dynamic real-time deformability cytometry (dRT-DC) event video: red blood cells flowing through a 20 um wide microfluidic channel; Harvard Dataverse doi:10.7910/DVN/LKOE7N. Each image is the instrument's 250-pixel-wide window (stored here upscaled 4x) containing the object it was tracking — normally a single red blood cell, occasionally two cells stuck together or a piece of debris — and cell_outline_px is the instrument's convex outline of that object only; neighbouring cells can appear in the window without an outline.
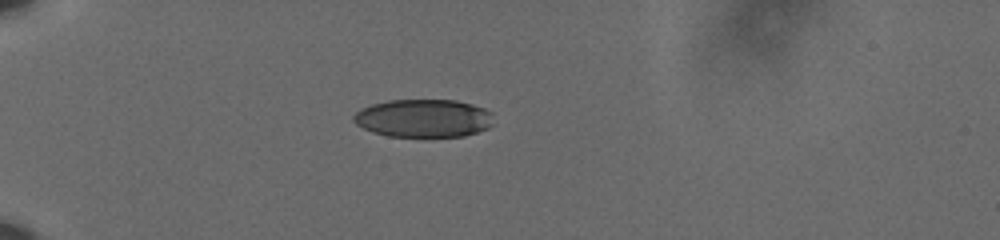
{"species": "human", "species_latin": "Homo sapiens", "temperature_condition": "cold", "stored_images_in_passage": 42, "camera_frame_rate_fps": 3000, "um_per_image_px": 0.085, "donor": {"sex": "male"}, "frame": {"image": 1, "passage_image": 1, "time_ms": 0.0, "image_size_px": [1000, 240], "cell_outline_px": [[492, 124], [488, 128], [464, 136], [388, 136], [372, 132], [356, 124], [352, 120], [352, 116], [360, 108], [372, 104], [388, 100], [456, 100], [472, 104], [484, 108], [492, 112]], "centroid_in_image_um": [35.98, 10.04], "position_along_channel_um": 49.0, "area_um2": 31.1}}
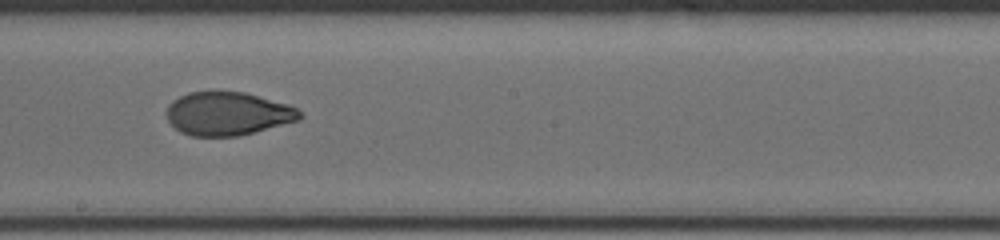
{"frame": {"image": 2, "passage_image": 19, "time_ms": 6.0, "image_size_px": [1000, 240], "cell_outline_px": [[304, 116], [300, 120], [236, 136], [192, 136], [180, 132], [168, 120], [168, 104], [172, 100], [188, 92], [244, 92], [288, 104], [296, 108]], "centroid_in_image_um": [19.36, 9.66], "position_along_channel_um": 228.8, "area_um2": 33.35}}
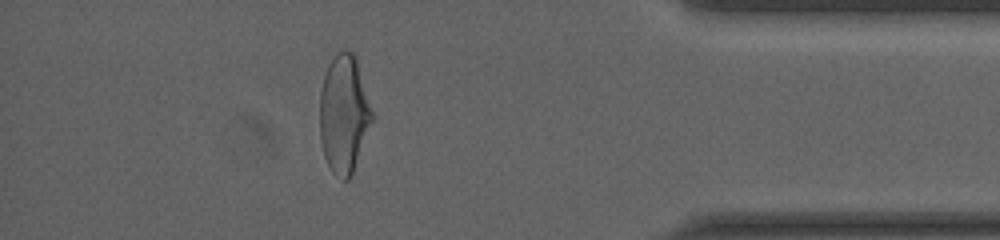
{"frame": {"image": 3, "passage_image": 36, "time_ms": 11.667, "image_size_px": [1000, 240], "cell_outline_px": [[372, 120], [352, 176], [348, 180], [344, 180], [336, 176], [332, 172], [324, 156], [320, 140], [320, 92], [324, 76], [328, 64], [336, 52], [340, 48], [344, 48], [352, 52], [356, 56], [372, 112]], "centroid_in_image_um": [29.21, 9.67], "position_along_channel_um": 406.0, "area_um2": 36.01}, "authors_computed_cell_mechanics": {"area_um2": 34.8534, "velocity_mm_per_s": 3.6267, "shape_relaxation_time_tau1_ms": 4.5481, "shape_relaxation_time_tau2_ms": 1.3474, "deformation_change_tau1": 0.1705, "deformation_change_tau2": 0.0613}}